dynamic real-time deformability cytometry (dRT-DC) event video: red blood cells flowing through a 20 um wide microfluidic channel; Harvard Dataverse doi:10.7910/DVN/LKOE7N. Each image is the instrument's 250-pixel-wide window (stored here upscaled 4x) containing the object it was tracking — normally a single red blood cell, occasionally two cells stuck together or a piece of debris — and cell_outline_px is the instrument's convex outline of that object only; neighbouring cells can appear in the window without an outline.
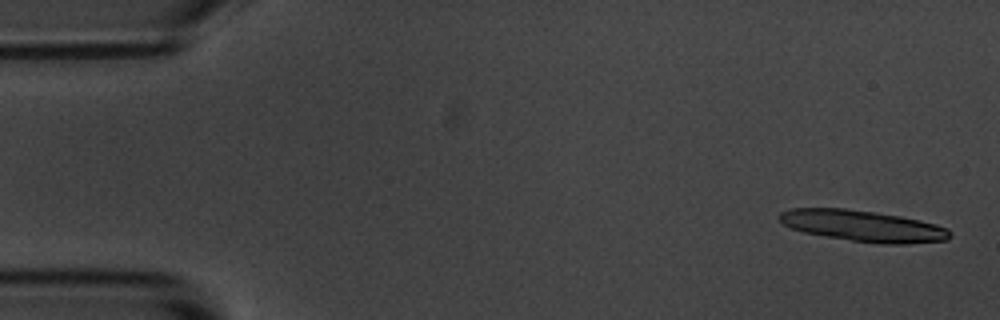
{"species": "common noctule bat (a hibernating species)", "species_latin": "Nyctalus noctula", "temperature_condition": "room temperature", "stored_images_in_passage": 5, "camera_frame_rate_fps": 3000, "um_per_image_px": 0.085, "animal": {"sex": "male", "body_mass_g": 20.1, "forearm_length_mm": 53.5}, "frame": {"image": 1, "passage_image": 1, "time_ms": 0.0, "image_size_px": [1000, 320], "cell_outline_px": [[952, 236], [948, 240], [908, 244], [880, 244], [824, 236], [804, 232], [792, 228], [784, 224], [780, 220], [780, 212], [792, 208], [844, 208], [876, 212], [900, 216], [936, 224], [948, 228], [952, 232]], "centroid_in_image_um": [73.41, 19.21], "position_along_channel_um": 11.6, "area_um2": 31.04}}